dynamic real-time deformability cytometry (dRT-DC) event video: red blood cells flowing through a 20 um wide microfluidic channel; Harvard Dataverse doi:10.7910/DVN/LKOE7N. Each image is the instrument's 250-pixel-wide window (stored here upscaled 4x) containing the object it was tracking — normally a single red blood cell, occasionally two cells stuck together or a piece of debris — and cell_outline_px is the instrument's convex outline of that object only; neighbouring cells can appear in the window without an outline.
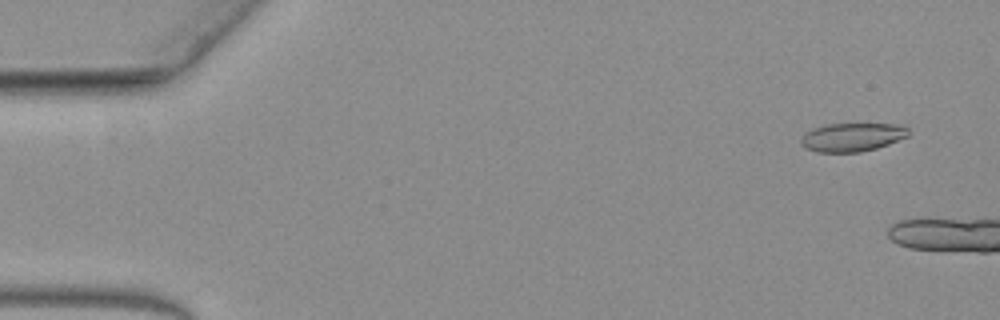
{"species": "common noctule bat (a hibernating species)", "species_latin": "Nyctalus noctula", "temperature_condition": "warm", "stored_images_in_passage": 8, "camera_frame_rate_fps": 3000, "um_per_image_px": 0.085, "animal": {"sex": "female", "body_mass_g": 19.3, "forearm_length_mm": 54.1}, "frame": {"image": 1, "passage_image": 4, "time_ms": 1.0, "image_size_px": [1000, 320], "cell_outline_px": [[908, 136], [888, 144], [876, 148], [860, 152], [816, 152], [804, 148], [800, 144], [800, 140], [808, 132], [816, 128], [828, 124], [892, 124], [908, 128]], "centroid_in_image_um": [72.42, 11.67], "position_along_channel_um": 12.6, "area_um2": 17.57}}